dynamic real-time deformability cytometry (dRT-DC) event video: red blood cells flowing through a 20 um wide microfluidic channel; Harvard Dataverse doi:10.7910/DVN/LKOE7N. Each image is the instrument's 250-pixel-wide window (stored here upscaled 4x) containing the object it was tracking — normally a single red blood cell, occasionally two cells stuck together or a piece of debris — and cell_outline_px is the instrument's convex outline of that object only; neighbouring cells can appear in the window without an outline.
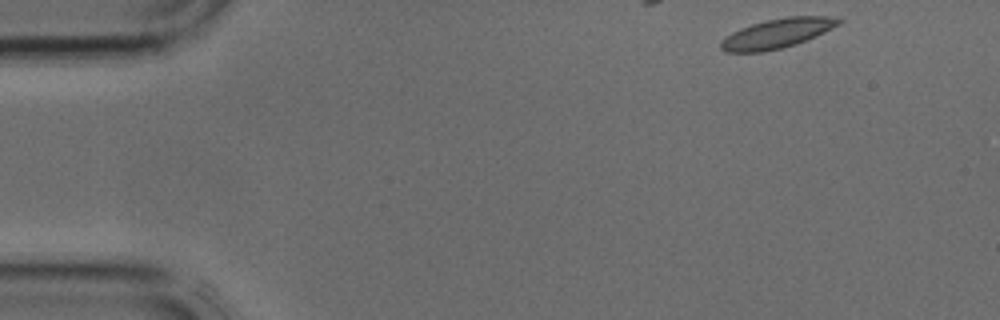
{"species": "common noctule bat (a hibernating species)", "species_latin": "Nyctalus noctula", "temperature_condition": "cold", "stored_images_in_passage": 4, "camera_frame_rate_fps": 3000, "um_per_image_px": 0.085, "animal": {"sex": "male", "body_mass_g": 17.9, "forearm_length_mm": 54.2}, "frame": {"image": 1, "passage_image": 1, "time_ms": 0.0, "image_size_px": [1000, 320], "cell_outline_px": [[844, 20], [840, 24], [816, 36], [796, 44], [784, 48], [764, 52], [724, 52], [720, 48], [720, 40], [724, 36], [740, 28], [752, 24], [768, 20], [788, 16], [840, 16]], "centroid_in_image_um": [66.07, 2.84], "position_along_channel_um": 18.9, "area_um2": 20.58}}